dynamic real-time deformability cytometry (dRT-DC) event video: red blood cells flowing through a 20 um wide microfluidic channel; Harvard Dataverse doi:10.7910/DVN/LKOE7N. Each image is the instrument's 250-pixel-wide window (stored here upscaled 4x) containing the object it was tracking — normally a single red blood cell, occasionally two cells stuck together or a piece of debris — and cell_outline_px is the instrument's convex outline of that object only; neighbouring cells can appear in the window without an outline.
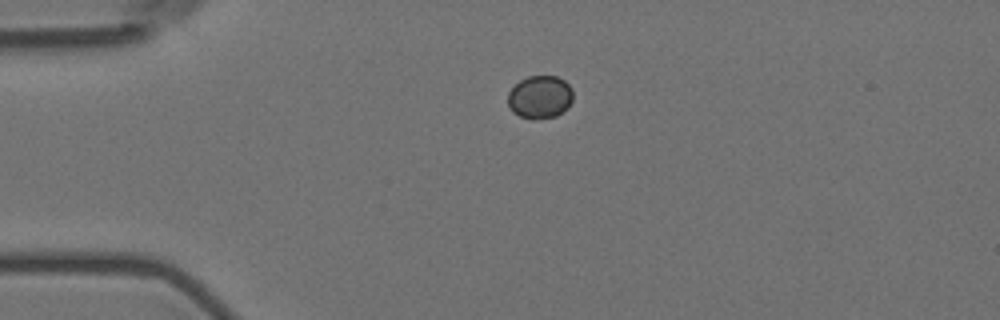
{"species": "Egyptian fruit bat (a non-hibernating species)", "species_latin": "Rousettus aegyptiacus", "temperature_condition": "room temperature", "stored_images_in_passage": 45, "camera_frame_rate_fps": 3000, "um_per_image_px": 0.085, "animal": {"sex": "female"}, "frame": {"image": 1, "passage_image": 1, "time_ms": 0.0, "image_size_px": [1000, 320], "cell_outline_px": [[572, 100], [568, 108], [556, 116], [520, 116], [512, 112], [508, 104], [508, 92], [520, 80], [528, 76], [556, 76], [564, 80], [572, 88]], "centroid_in_image_um": [45.91, 8.2], "position_along_channel_um": 39.1, "area_um2": 15.9}}
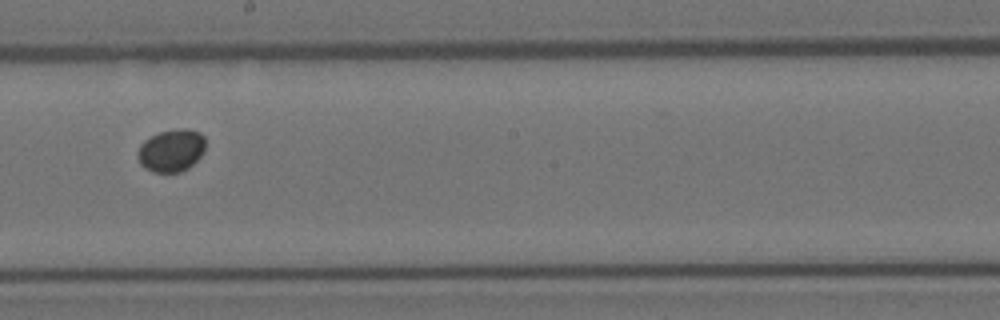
{"frame": {"image": 2, "passage_image": 20, "time_ms": 6.333, "image_size_px": [1000, 320], "cell_outline_px": [[204, 152], [188, 168], [180, 172], [152, 172], [144, 168], [140, 164], [140, 144], [144, 140], [160, 132], [180, 128], [188, 128], [200, 132], [204, 136]], "centroid_in_image_um": [14.59, 12.78], "position_along_channel_um": 233.6, "area_um2": 16.59}}
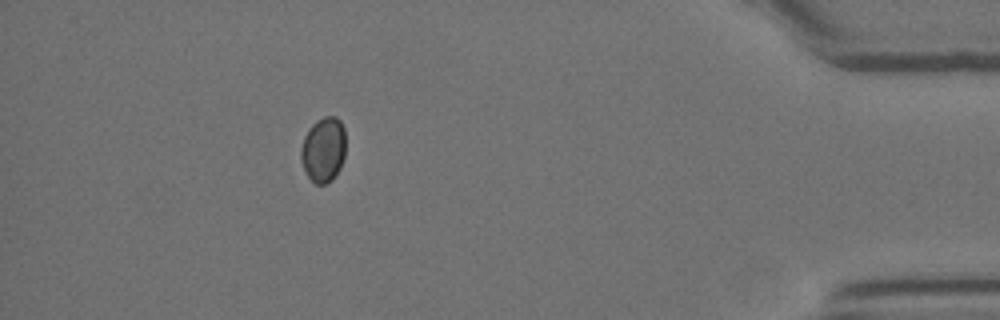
{"frame": {"image": 3, "passage_image": 39, "time_ms": 12.667, "image_size_px": [1000, 320], "cell_outline_px": [[344, 156], [340, 168], [332, 180], [324, 184], [316, 184], [308, 176], [300, 160], [300, 148], [304, 136], [308, 128], [316, 120], [324, 116], [336, 116], [340, 120], [344, 128]], "centroid_in_image_um": [27.47, 12.69], "position_along_channel_um": 407.7, "area_um2": 17.05}}